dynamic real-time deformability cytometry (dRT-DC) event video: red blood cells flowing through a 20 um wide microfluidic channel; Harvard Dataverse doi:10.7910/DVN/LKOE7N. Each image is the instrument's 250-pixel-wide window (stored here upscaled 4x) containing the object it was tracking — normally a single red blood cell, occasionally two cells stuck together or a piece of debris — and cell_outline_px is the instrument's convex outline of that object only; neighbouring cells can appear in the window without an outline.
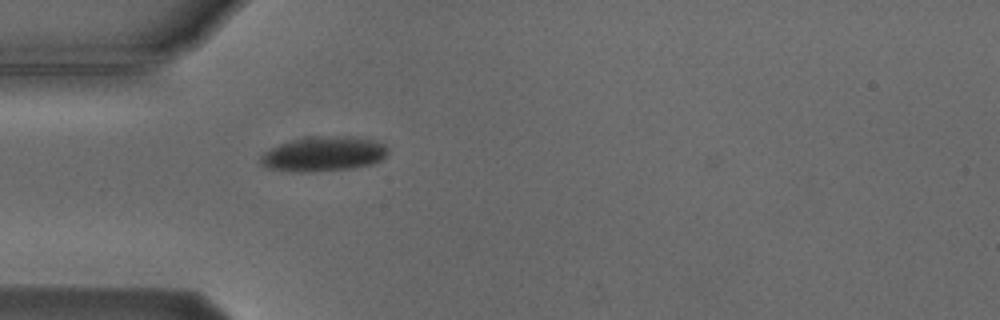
{"species": "Egyptian fruit bat (a non-hibernating species)", "species_latin": "Rousettus aegyptiacus", "temperature_condition": "cold", "stored_images_in_passage": 1, "camera_frame_rate_fps": 3000, "um_per_image_px": 0.085, "animal": {"sex": "male"}, "frame": {"image": 1, "passage_image": 1, "time_ms": 0.0, "image_size_px": [1000, 320], "cell_outline_px": [[388, 152], [380, 160], [372, 164], [352, 168], [308, 172], [292, 172], [268, 168], [260, 164], [260, 156], [268, 148], [304, 136], [352, 136], [372, 140], [388, 144]], "centroid_in_image_um": [27.48, 13.07], "position_along_channel_um": 57.5, "area_um2": 26.13}}